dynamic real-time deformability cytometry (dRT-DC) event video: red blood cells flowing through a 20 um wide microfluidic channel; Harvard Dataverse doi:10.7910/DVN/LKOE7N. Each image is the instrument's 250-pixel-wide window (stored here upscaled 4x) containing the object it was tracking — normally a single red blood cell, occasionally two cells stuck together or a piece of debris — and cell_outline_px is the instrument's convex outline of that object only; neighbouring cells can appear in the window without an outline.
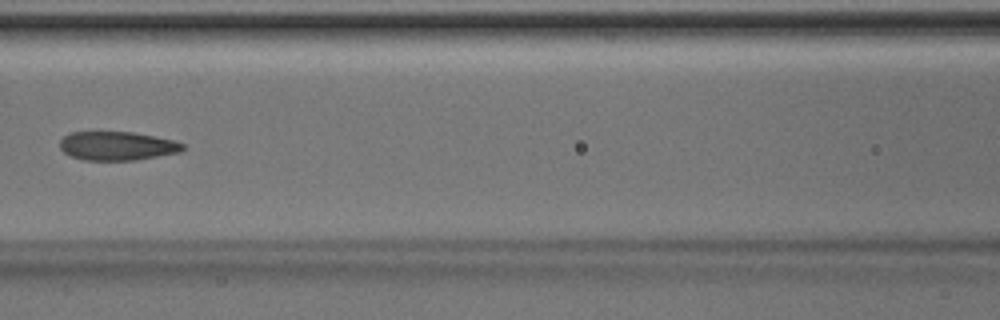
{"species": "Egyptian fruit bat (a non-hibernating species)", "species_latin": "Rousettus aegyptiacus", "temperature_condition": "room temperature", "stored_images_in_passage": 6, "camera_frame_rate_fps": 3000, "um_per_image_px": 0.085, "animal": {"sex": "male"}, "frame": {"image": 1, "passage_image": 6, "time_ms": 1.667, "image_size_px": [1000, 320], "cell_outline_px": [[184, 148], [180, 152], [136, 160], [84, 160], [72, 156], [64, 152], [60, 148], [60, 140], [64, 136], [72, 132], [132, 132], [172, 140], [184, 144]], "centroid_in_image_um": [9.94, 12.4], "position_along_channel_um": 156.7, "area_um2": 20.4}}